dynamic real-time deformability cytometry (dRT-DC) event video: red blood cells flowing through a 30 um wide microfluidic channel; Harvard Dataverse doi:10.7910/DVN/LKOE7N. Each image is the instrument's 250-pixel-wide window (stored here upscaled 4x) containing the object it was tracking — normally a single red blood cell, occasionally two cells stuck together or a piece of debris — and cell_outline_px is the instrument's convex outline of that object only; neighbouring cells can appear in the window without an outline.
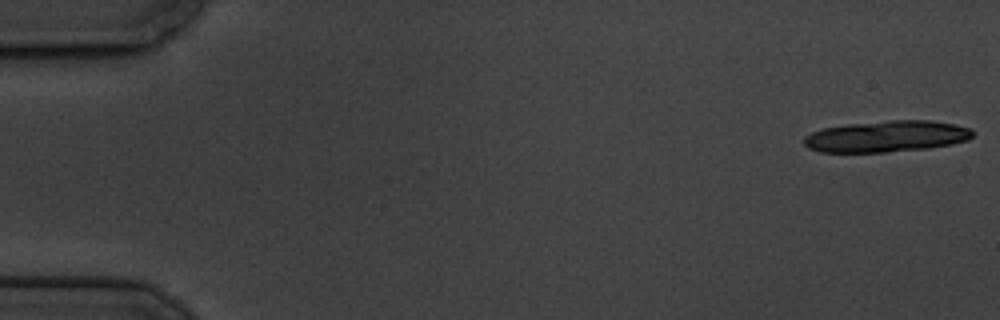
{"species": "common noctule bat (a hibernating species)", "species_latin": "Nyctalus noctula", "temperature_condition": "cold", "stored_images_in_passage": 6, "camera_frame_rate_fps": 3000, "um_per_image_px": 0.085, "animal": {"sex": "male", "body_mass_g": 19.5, "forearm_length_mm": 54.6}, "frame": {"image": 1, "passage_image": 1, "time_ms": 0.0, "image_size_px": [1000, 320], "cell_outline_px": [[972, 136], [968, 140], [952, 144], [928, 148], [888, 152], [820, 152], [808, 148], [804, 144], [804, 136], [812, 132], [824, 128], [848, 124], [892, 120], [928, 120], [956, 124], [972, 128]], "centroid_in_image_um": [75.37, 11.59], "position_along_channel_um": 9.6, "area_um2": 30.87}}
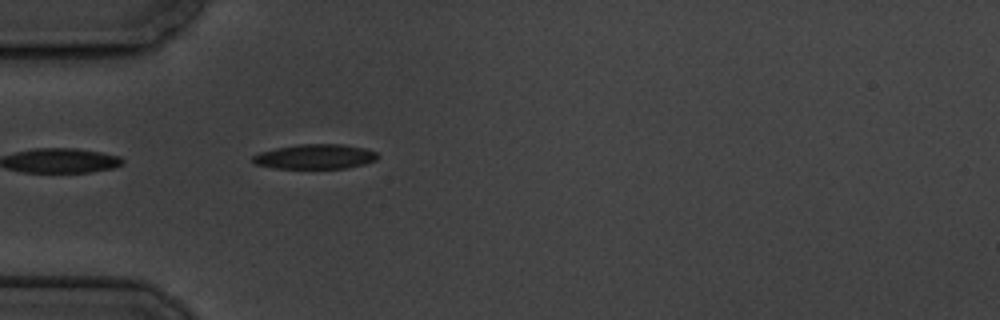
{"frame": {"image": 2, "passage_image": 6, "time_ms": 5.667, "image_size_px": [1000, 320], "cell_outline_px": [[380, 156], [376, 160], [364, 164], [344, 168], [276, 168], [256, 164], [252, 160], [252, 156], [260, 152], [276, 148], [300, 144], [344, 144], [364, 148], [376, 152]], "centroid_in_image_um": [26.81, 13.3], "position_along_channel_um": 58.2, "area_um2": 17.92}}